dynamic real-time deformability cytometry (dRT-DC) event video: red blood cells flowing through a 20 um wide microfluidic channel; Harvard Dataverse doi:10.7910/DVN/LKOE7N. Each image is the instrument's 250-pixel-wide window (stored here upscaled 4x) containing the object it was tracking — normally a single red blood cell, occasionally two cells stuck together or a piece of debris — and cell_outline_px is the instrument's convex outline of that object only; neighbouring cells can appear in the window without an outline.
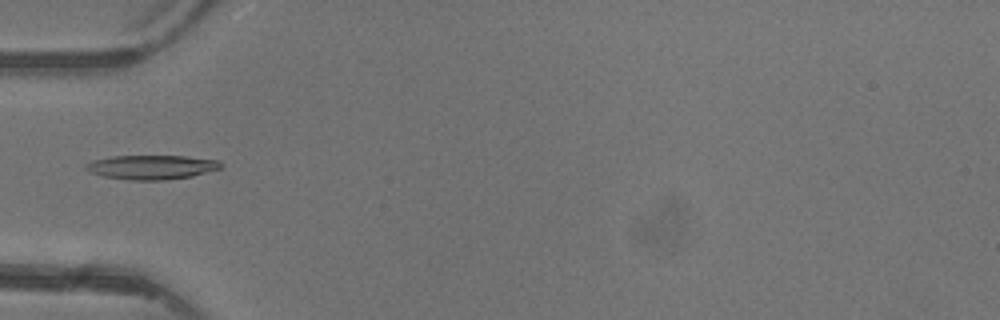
{"species": "common noctule bat (a hibernating species)", "species_latin": "Nyctalus noctula", "temperature_condition": "warm", "stored_images_in_passage": 5, "camera_frame_rate_fps": 3000, "um_per_image_px": 0.085, "animal": {"sex": "female"}, "frame": {"image": 1, "passage_image": 5, "time_ms": 4.667, "image_size_px": [1000, 320], "cell_outline_px": [[224, 164], [220, 168], [192, 176], [164, 180], [128, 180], [104, 176], [88, 172], [84, 168], [84, 164], [92, 160], [112, 156], [184, 156], [220, 160]], "centroid_in_image_um": [12.86, 14.2], "position_along_channel_um": 72.1, "area_um2": 19.19}}